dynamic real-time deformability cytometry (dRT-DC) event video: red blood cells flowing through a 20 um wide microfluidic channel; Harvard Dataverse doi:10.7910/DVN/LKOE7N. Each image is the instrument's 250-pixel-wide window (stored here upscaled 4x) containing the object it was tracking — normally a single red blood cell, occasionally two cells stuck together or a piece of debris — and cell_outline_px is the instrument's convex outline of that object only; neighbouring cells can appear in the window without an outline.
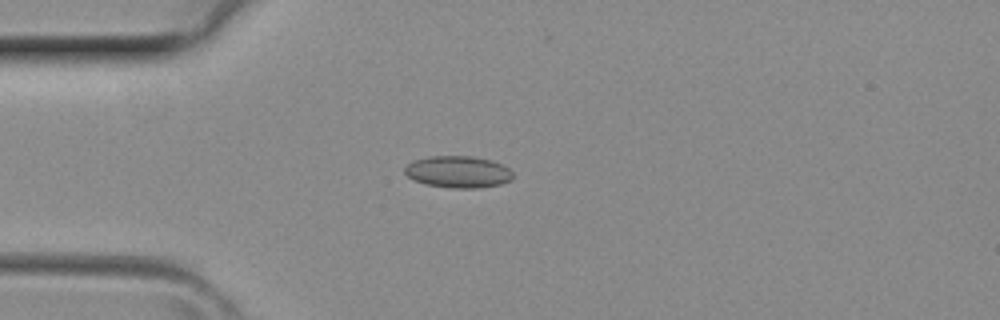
{"species": "common noctule bat (a hibernating species)", "species_latin": "Nyctalus noctula", "temperature_condition": "room temperature", "stored_images_in_passage": 3, "camera_frame_rate_fps": 3000, "um_per_image_px": 0.085, "animal": {"sex": "female", "body_mass_g": 29.2, "forearm_length_mm": 56.3}, "frame": {"image": 1, "passage_image": 3, "time_ms": 0.667, "image_size_px": [1000, 320], "cell_outline_px": [[512, 180], [500, 184], [480, 188], [452, 188], [424, 184], [408, 176], [404, 172], [404, 168], [412, 160], [428, 156], [472, 156], [492, 160], [508, 168], [512, 172]], "centroid_in_image_um": [38.93, 14.6], "position_along_channel_um": 46.1, "area_um2": 20.11}}